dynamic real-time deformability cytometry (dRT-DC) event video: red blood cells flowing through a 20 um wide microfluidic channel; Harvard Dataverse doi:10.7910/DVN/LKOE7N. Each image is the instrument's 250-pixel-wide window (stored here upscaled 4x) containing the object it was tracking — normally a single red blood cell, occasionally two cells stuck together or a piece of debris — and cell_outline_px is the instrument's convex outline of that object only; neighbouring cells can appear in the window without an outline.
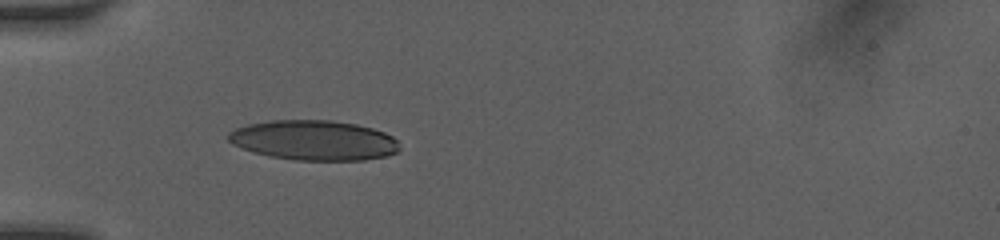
{"species": "human", "species_latin": "Homo sapiens", "temperature_condition": "room temperature", "stored_images_in_passage": 7, "camera_frame_rate_fps": 3000, "um_per_image_px": 0.085, "donor": {"sex": "female"}, "frame": {"image": 1, "passage_image": 6, "time_ms": 5.333, "image_size_px": [1000, 240], "cell_outline_px": [[400, 148], [396, 152], [388, 156], [364, 160], [292, 160], [268, 156], [232, 144], [224, 136], [228, 132], [236, 128], [248, 124], [272, 120], [332, 120], [356, 124], [372, 128], [384, 132], [392, 136], [396, 140]], "centroid_in_image_um": [26.67, 11.92], "position_along_channel_um": 58.3, "area_um2": 40.0}}
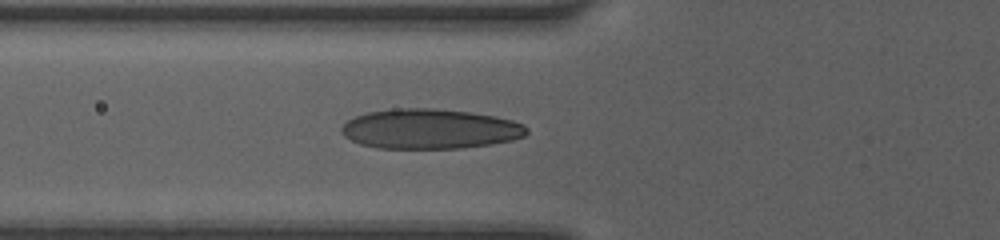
{"frame": {"image": 2, "passage_image": 7, "time_ms": 6.333, "image_size_px": [1000, 240], "cell_outline_px": [[528, 132], [524, 136], [512, 140], [492, 144], [464, 148], [376, 148], [360, 144], [344, 136], [340, 132], [340, 128], [348, 120], [356, 116], [368, 112], [392, 108], [432, 108], [468, 112], [496, 116], [512, 120], [524, 124], [528, 128]], "centroid_in_image_um": [36.55, 10.96], "position_along_channel_um": 89.3, "area_um2": 43.23}}